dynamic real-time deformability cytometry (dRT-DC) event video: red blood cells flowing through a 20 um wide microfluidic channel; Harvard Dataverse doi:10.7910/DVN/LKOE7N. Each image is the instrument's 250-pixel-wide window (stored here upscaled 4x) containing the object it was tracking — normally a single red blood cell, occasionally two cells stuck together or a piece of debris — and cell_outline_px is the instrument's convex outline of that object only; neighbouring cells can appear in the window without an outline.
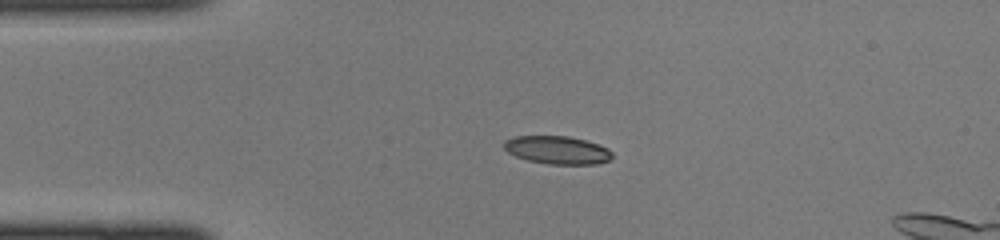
{"species": "common noctule bat (a hibernating species)", "species_latin": "Nyctalus noctula", "temperature_condition": "cold", "stored_images_in_passage": 36, "segment_of_instrument_passage": [1, 2], "camera_frame_rate_fps": 3000, "um_per_image_px": 0.085, "animal": {"sex": "female", "body_mass_g": 22.0, "forearm_length_mm": 56.7}, "frame": {"image": 1, "passage_image": 1, "time_ms": 0.0, "image_size_px": [1000, 240], "cell_outline_px": [[612, 156], [608, 160], [596, 164], [548, 164], [528, 160], [516, 156], [508, 152], [504, 148], [504, 140], [512, 136], [568, 136], [600, 144], [608, 148], [612, 152]], "centroid_in_image_um": [47.36, 12.74], "position_along_channel_um": 37.6, "area_um2": 17.69}}
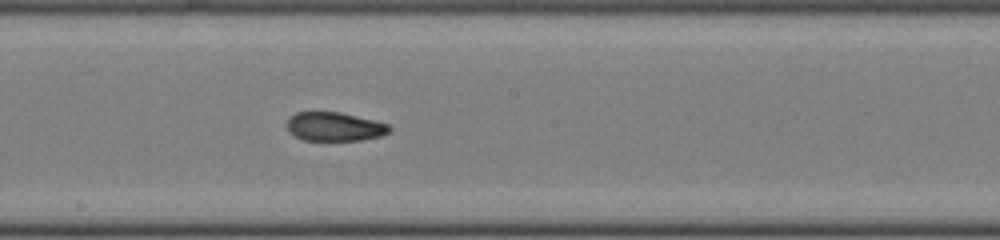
{"frame": {"image": 2, "passage_image": 15, "time_ms": 4.667, "image_size_px": [1000, 240], "cell_outline_px": [[392, 128], [388, 132], [380, 136], [360, 140], [304, 140], [296, 136], [288, 128], [288, 116], [296, 112], [340, 112], [388, 124]], "centroid_in_image_um": [28.43, 10.76], "position_along_channel_um": 219.8, "area_um2": 16.94}}
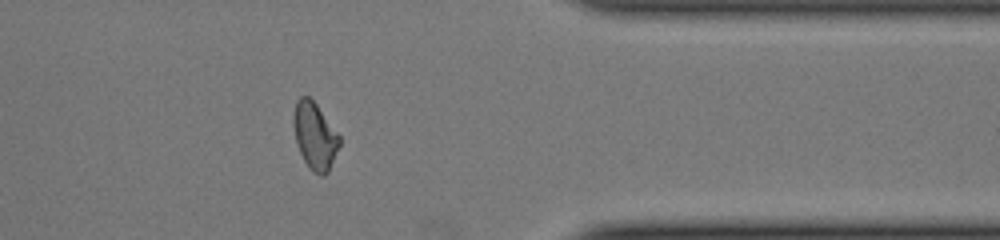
{"frame": {"image": 3, "passage_image": 27, "time_ms": 8.667, "image_size_px": [1000, 240], "cell_outline_px": [[340, 144], [328, 172], [324, 176], [320, 176], [312, 172], [308, 168], [300, 152], [296, 140], [292, 120], [292, 116], [296, 100], [300, 96], [308, 96], [316, 104], [340, 136]], "centroid_in_image_um": [26.74, 11.56], "position_along_channel_um": 384.7, "area_um2": 17.92}}